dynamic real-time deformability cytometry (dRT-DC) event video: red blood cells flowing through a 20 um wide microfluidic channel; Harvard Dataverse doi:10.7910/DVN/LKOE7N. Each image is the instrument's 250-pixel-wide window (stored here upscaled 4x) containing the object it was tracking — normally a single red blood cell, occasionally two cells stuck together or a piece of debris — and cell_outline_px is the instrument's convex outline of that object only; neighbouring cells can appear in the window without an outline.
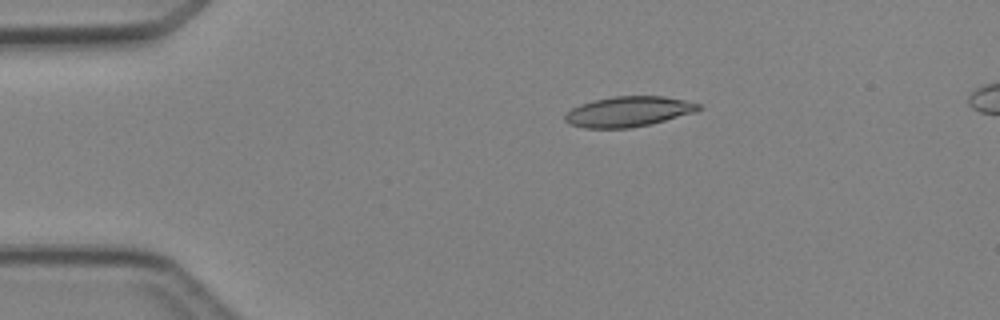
{"species": "Egyptian fruit bat (a non-hibernating species)", "species_latin": "Rousettus aegyptiacus", "temperature_condition": "cold", "stored_images_in_passage": 5, "camera_frame_rate_fps": 3000, "um_per_image_px": 0.085, "animal": {"sex": "female"}, "frame": {"image": 1, "passage_image": 3, "time_ms": 2.333, "image_size_px": [1000, 320], "cell_outline_px": [[704, 108], [696, 112], [652, 124], [628, 128], [584, 128], [568, 124], [564, 120], [564, 116], [572, 108], [580, 104], [592, 100], [612, 96], [664, 96], [684, 100], [700, 104]], "centroid_in_image_um": [53.43, 9.48], "position_along_channel_um": 31.6, "area_um2": 23.81}}